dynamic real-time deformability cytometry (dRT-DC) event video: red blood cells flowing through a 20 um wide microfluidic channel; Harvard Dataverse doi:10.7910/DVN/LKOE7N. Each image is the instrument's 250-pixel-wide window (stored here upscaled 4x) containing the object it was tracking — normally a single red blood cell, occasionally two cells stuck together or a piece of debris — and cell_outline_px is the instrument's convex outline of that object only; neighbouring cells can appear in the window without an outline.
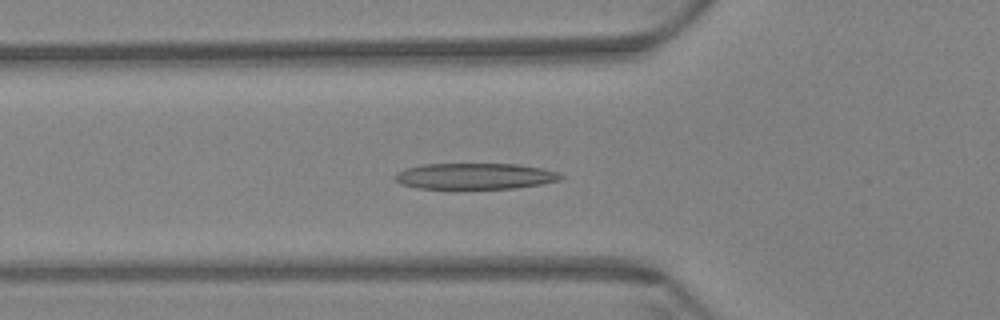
{"species": "Egyptian fruit bat (a non-hibernating species)", "species_latin": "Rousettus aegyptiacus", "temperature_condition": "warm", "stored_images_in_passage": 21, "camera_frame_rate_fps": 3000, "um_per_image_px": 0.085, "animal": {"sex": "female"}, "frame": {"image": 1, "passage_image": 21, "time_ms": 6.667, "image_size_px": [1000, 320], "cell_outline_px": [[564, 176], [560, 180], [540, 184], [516, 188], [416, 188], [404, 184], [396, 180], [392, 176], [396, 172], [404, 168], [424, 164], [520, 164], [540, 168], [556, 172]], "centroid_in_image_um": [40.34, 14.96], "position_along_channel_um": 85.5, "area_um2": 25.03}}